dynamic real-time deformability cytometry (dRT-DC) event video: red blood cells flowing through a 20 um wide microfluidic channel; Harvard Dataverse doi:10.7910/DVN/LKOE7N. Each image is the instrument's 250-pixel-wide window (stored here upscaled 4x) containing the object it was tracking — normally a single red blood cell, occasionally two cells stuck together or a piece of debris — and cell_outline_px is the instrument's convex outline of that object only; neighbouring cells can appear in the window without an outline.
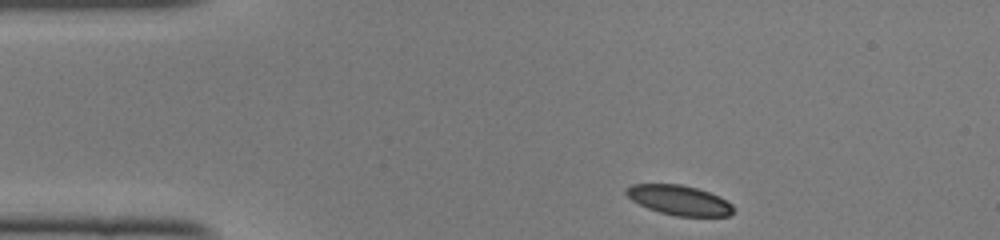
{"species": "common noctule bat (a hibernating species)", "species_latin": "Nyctalus noctula", "temperature_condition": "cold", "stored_images_in_passage": 42, "camera_frame_rate_fps": 3000, "um_per_image_px": 0.085, "animal": {"sex": "female", "body_mass_g": 22.0, "forearm_length_mm": 56.7}, "frame": {"image": 1, "passage_image": 1, "time_ms": 0.0, "image_size_px": [1000, 240], "cell_outline_px": [[732, 212], [728, 216], [676, 216], [660, 212], [648, 208], [632, 200], [624, 192], [624, 188], [632, 184], [680, 184], [696, 188], [720, 196], [732, 204]], "centroid_in_image_um": [57.7, 17.0], "position_along_channel_um": 27.3, "area_um2": 18.5}}
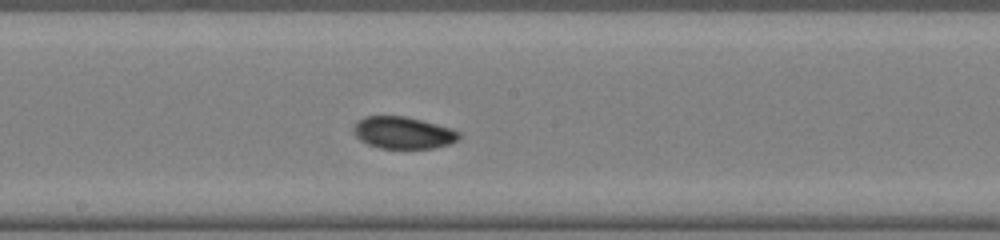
{"frame": {"image": 2, "passage_image": 19, "time_ms": 6.0, "image_size_px": [1000, 240], "cell_outline_px": [[460, 140], [448, 144], [432, 148], [380, 148], [368, 144], [360, 140], [352, 132], [352, 128], [356, 120], [364, 116], [404, 116], [436, 124], [460, 132]], "centroid_in_image_um": [34.21, 11.28], "position_along_channel_um": 214.0, "area_um2": 19.65}}
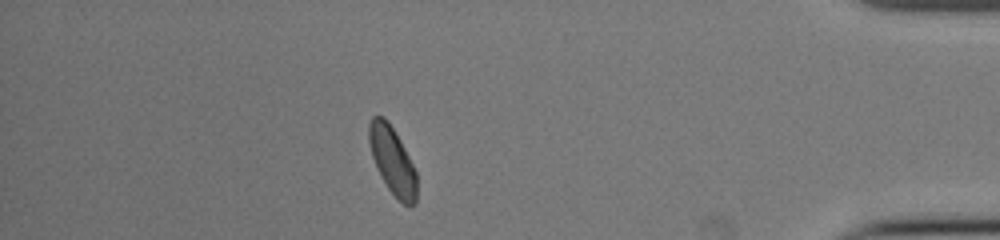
{"frame": {"image": 3, "passage_image": 36, "time_ms": 11.667, "image_size_px": [1000, 240], "cell_outline_px": [[416, 204], [404, 204], [388, 188], [380, 176], [372, 156], [368, 140], [368, 124], [372, 116], [384, 116], [388, 120], [400, 140], [416, 172]], "centroid_in_image_um": [33.32, 13.6], "position_along_channel_um": 401.9, "area_um2": 18.5}, "authors_computed_cell_mechanics": {"area_um2": 19.1318, "velocity_mm_per_s": 4.073, "shape_relaxation_time_tau1_ms": 4.204, "shape_relaxation_time_tau2_ms": 3.3211, "deformation_change_tau1": 0.0901, "deformation_change_tau2": 0.0711}}